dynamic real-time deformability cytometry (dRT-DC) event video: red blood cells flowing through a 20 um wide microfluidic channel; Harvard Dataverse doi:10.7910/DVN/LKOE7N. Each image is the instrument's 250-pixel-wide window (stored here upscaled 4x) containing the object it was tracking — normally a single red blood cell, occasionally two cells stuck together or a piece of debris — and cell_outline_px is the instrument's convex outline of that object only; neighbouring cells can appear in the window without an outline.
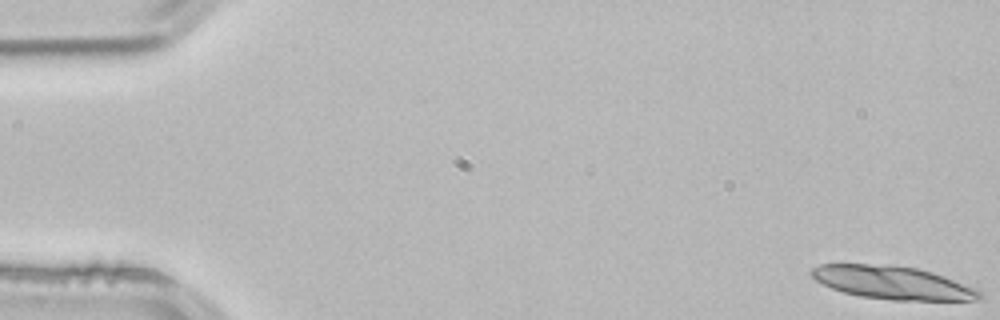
{"species": "common noctule bat (a hibernating species)", "species_latin": "Nyctalus noctula", "temperature_condition": "room temperature", "stored_images_in_passage": 4, "camera_frame_rate_fps": 3000, "um_per_image_px": 0.085, "animal": {"sex": "male", "body_mass_g": 21.5, "forearm_length_mm": 52.0}, "frame": {"image": 1, "passage_image": 1, "time_ms": 0.0, "image_size_px": [1000, 320], "cell_outline_px": [[984, 296], [976, 300], [892, 300], [860, 296], [844, 292], [832, 288], [816, 280], [808, 272], [812, 268], [820, 264], [896, 264], [916, 268], [932, 272], [944, 276], [976, 288]], "centroid_in_image_um": [75.87, 24.01], "position_along_channel_um": 9.1, "area_um2": 32.48}}